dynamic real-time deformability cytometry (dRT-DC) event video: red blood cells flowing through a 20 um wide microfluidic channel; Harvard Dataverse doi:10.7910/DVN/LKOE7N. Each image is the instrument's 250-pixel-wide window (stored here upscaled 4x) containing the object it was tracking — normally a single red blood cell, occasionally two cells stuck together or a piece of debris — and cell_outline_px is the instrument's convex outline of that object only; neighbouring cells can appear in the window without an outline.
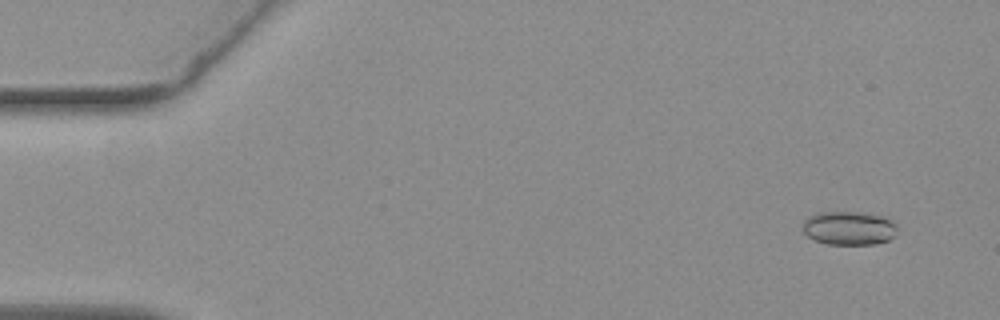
{"species": "common noctule bat (a hibernating species)", "species_latin": "Nyctalus noctula", "temperature_condition": "warm", "stored_images_in_passage": 55, "camera_frame_rate_fps": 3000, "um_per_image_px": 0.085, "animal": {"sex": "female", "body_mass_g": 19.3, "forearm_length_mm": 54.1}, "frame": {"image": 1, "passage_image": 4, "time_ms": 1.0, "image_size_px": [1000, 320], "cell_outline_px": [[896, 232], [888, 240], [876, 244], [828, 244], [816, 240], [808, 236], [800, 228], [804, 220], [808, 216], [820, 212], [860, 212], [888, 216], [896, 224]], "centroid_in_image_um": [72.16, 19.37], "position_along_channel_um": 12.8, "area_um2": 18.79}}
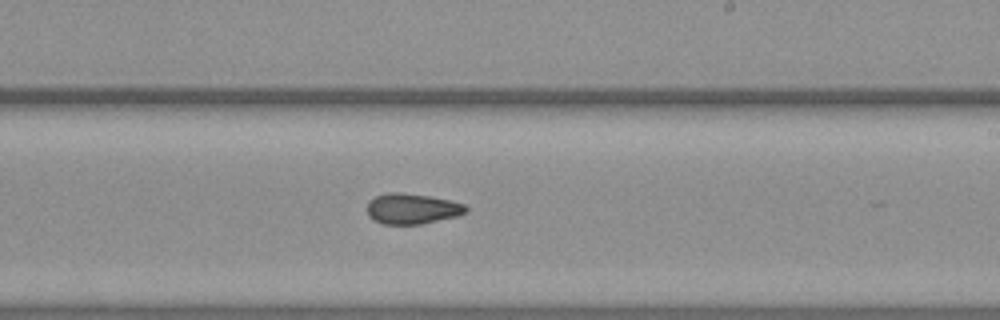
{"frame": {"image": 2, "passage_image": 33, "time_ms": 10.667, "image_size_px": [1000, 320], "cell_outline_px": [[468, 212], [456, 216], [420, 224], [384, 224], [372, 220], [368, 216], [368, 200], [376, 196], [388, 192], [400, 192], [428, 196], [448, 200], [464, 204], [468, 208]], "centroid_in_image_um": [35.0, 17.74], "position_along_channel_um": 254.0, "area_um2": 17.51}}
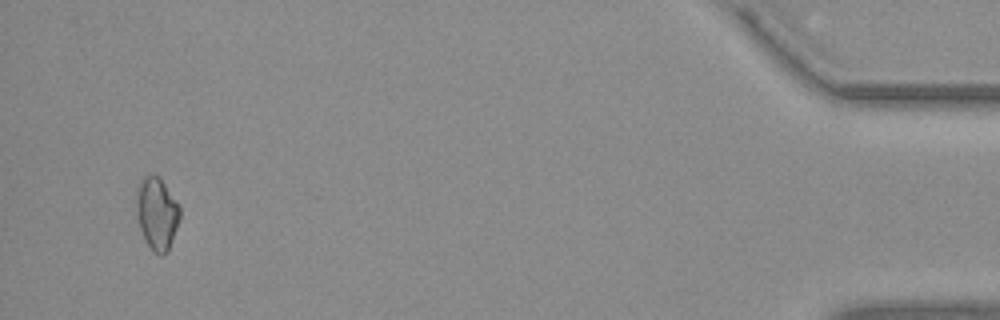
{"frame": {"image": 3, "passage_image": 53, "time_ms": 17.333, "image_size_px": [1000, 320], "cell_outline_px": [[180, 216], [168, 252], [164, 256], [160, 256], [148, 244], [140, 228], [136, 212], [136, 192], [140, 180], [144, 176], [156, 176], [164, 184], [180, 208]], "centroid_in_image_um": [13.32, 18.17], "position_along_channel_um": 421.9, "area_um2": 17.86}, "authors_computed_cell_mechanics": {"area_um2": 17.7446, "velocity_mm_per_s": 3.7668, "shape_relaxation_time_tau1_ms": null, "shape_relaxation_time_tau2_ms": 2.6979, "deformation_change_tau1": null, "deformation_change_tau2": 0.0703}}